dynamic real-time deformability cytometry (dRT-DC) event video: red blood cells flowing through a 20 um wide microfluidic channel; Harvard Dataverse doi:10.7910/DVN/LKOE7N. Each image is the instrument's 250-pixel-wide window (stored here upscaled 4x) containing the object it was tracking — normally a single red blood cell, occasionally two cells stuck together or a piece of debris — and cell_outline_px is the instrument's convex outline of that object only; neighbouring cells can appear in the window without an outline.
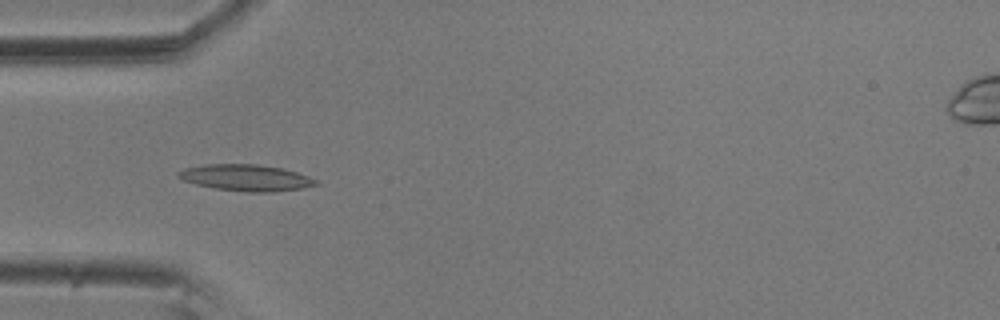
{"species": "common noctule bat (a hibernating species)", "species_latin": "Nyctalus noctula", "temperature_condition": "room temperature", "stored_images_in_passage": 4, "camera_frame_rate_fps": 3000, "um_per_image_px": 0.085, "animal": {"sex": "male", "body_mass_g": 20.5, "forearm_length_mm": 52.5}, "frame": {"image": 1, "passage_image": 3, "time_ms": 0.667, "image_size_px": [1000, 320], "cell_outline_px": [[320, 184], [304, 188], [276, 192], [248, 192], [216, 188], [196, 184], [184, 180], [176, 176], [176, 172], [184, 168], [204, 164], [256, 164], [284, 168], [308, 176], [316, 180]], "centroid_in_image_um": [20.92, 15.1], "position_along_channel_um": 64.1, "area_um2": 21.27}}
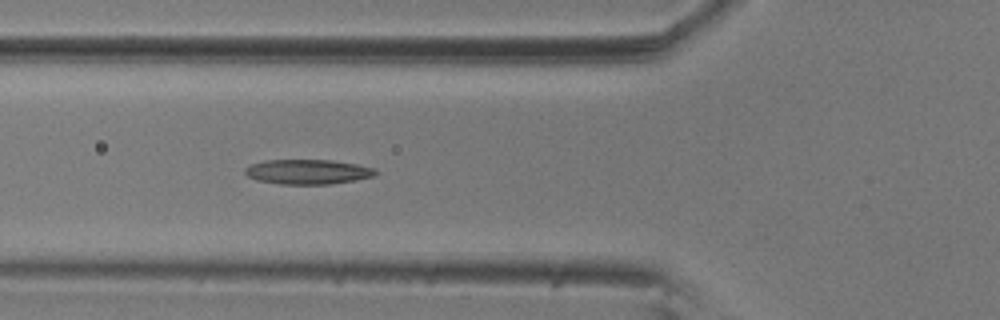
{"frame": {"image": 2, "passage_image": 4, "time_ms": 1.0, "image_size_px": [1000, 320], "cell_outline_px": [[380, 172], [376, 176], [356, 180], [328, 184], [280, 184], [256, 180], [248, 176], [244, 172], [244, 168], [248, 164], [264, 160], [332, 160], [356, 164], [376, 168]], "centroid_in_image_um": [26.17, 14.6], "position_along_channel_um": 99.6, "area_um2": 19.13}}